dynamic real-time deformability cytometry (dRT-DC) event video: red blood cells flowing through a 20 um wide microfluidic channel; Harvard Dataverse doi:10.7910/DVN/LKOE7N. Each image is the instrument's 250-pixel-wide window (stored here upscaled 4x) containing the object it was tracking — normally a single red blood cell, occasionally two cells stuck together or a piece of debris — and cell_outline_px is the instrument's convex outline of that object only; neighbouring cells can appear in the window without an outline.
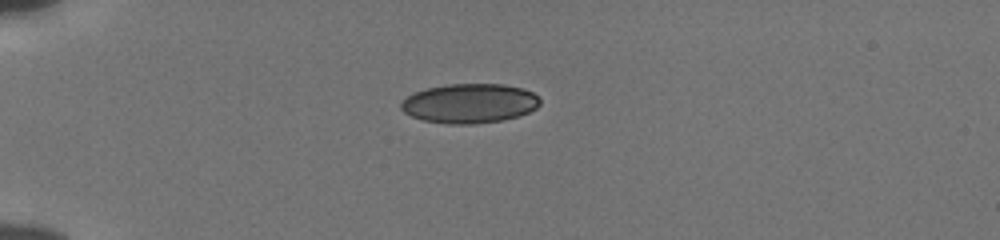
{"species": "human", "species_latin": "Homo sapiens", "temperature_condition": "cold", "stored_images_in_passage": 40, "camera_frame_rate_fps": 3000, "um_per_image_px": 0.085, "donor": {"sex": "male"}, "frame": {"image": 1, "passage_image": 1, "time_ms": 0.0, "image_size_px": [1000, 240], "cell_outline_px": [[540, 104], [536, 108], [520, 116], [504, 120], [472, 124], [448, 124], [424, 120], [412, 116], [404, 112], [400, 108], [400, 104], [408, 96], [416, 92], [428, 88], [448, 84], [504, 84], [524, 88], [532, 92], [540, 100]], "centroid_in_image_um": [39.94, 8.79], "position_along_channel_um": 45.1, "area_um2": 31.91}}
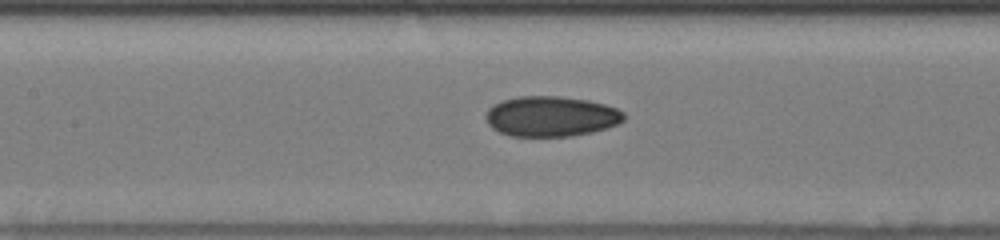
{"frame": {"image": 2, "passage_image": 13, "time_ms": 4.0, "image_size_px": [1000, 240], "cell_outline_px": [[624, 120], [608, 128], [592, 132], [572, 136], [512, 136], [500, 132], [492, 128], [488, 124], [484, 116], [488, 108], [504, 100], [520, 96], [556, 96], [588, 100], [604, 104], [616, 108], [624, 112]], "centroid_in_image_um": [46.84, 9.89], "position_along_channel_um": 160.6, "area_um2": 32.37}}
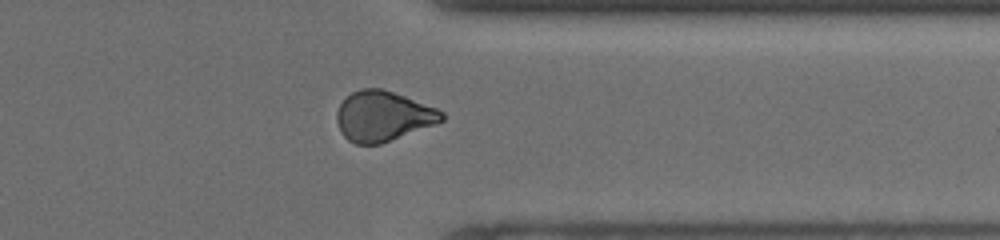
{"frame": {"image": 3, "passage_image": 30, "time_ms": 9.667, "image_size_px": [1000, 240], "cell_outline_px": [[444, 120], [436, 124], [380, 144], [356, 144], [348, 140], [340, 132], [336, 120], [336, 112], [340, 104], [352, 92], [360, 88], [384, 88], [436, 108], [444, 112]], "centroid_in_image_um": [32.54, 9.87], "position_along_channel_um": 378.9, "area_um2": 30.69}, "authors_computed_cell_mechanics": {"area_um2": 31.5588, "velocity_mm_per_s": 3.8764, "shape_relaxation_time_tau1_ms": null, "shape_relaxation_time_tau2_ms": 3.334, "deformation_change_tau1": null, "deformation_change_tau2": 0.0767}}